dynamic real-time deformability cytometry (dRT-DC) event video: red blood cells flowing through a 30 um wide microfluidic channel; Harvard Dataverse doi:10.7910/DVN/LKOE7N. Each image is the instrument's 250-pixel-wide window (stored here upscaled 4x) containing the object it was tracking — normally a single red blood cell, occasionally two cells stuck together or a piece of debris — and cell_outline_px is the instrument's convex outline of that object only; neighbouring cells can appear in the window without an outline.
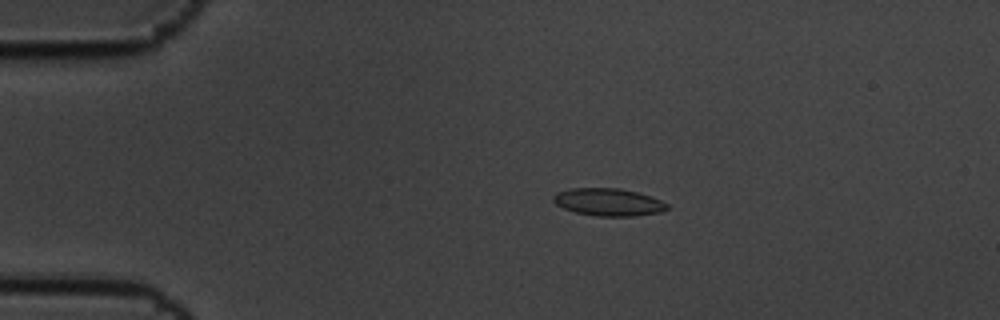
{"species": "common noctule bat (a hibernating species)", "species_latin": "Nyctalus noctula", "temperature_condition": "cold", "stored_images_in_passage": 10, "camera_frame_rate_fps": 3000, "um_per_image_px": 0.085, "animal": {"sex": "male", "body_mass_g": 19.5, "forearm_length_mm": 54.6}, "frame": {"image": 1, "passage_image": 2, "time_ms": 0.333, "image_size_px": [1000, 320], "cell_outline_px": [[668, 208], [660, 212], [632, 216], [596, 216], [576, 212], [564, 208], [556, 204], [552, 200], [552, 196], [556, 192], [568, 188], [620, 188], [652, 196], [668, 204]], "centroid_in_image_um": [51.68, 17.17], "position_along_channel_um": 33.3, "area_um2": 18.26}}
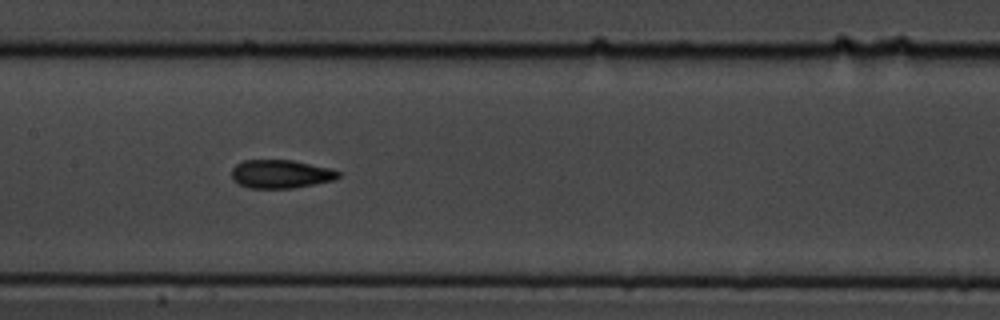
{"frame": {"image": 2, "passage_image": 7, "time_ms": 2.0, "image_size_px": [1000, 320], "cell_outline_px": [[340, 176], [336, 180], [292, 188], [248, 188], [232, 180], [232, 168], [236, 164], [244, 160], [292, 160], [328, 168], [340, 172]], "centroid_in_image_um": [23.85, 14.79], "position_along_channel_um": 183.6, "area_um2": 17.63}}
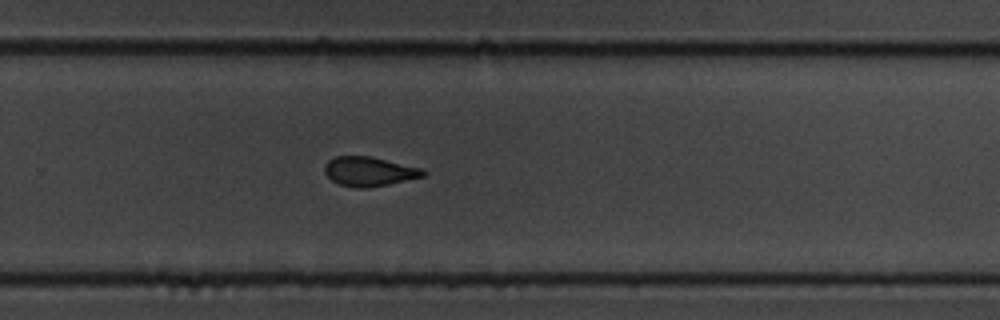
{"frame": {"image": 3, "passage_image": 10, "time_ms": 3.0, "image_size_px": [1000, 320], "cell_outline_px": [[428, 172], [424, 176], [388, 184], [368, 188], [352, 188], [336, 184], [324, 172], [324, 164], [328, 160], [336, 156], [372, 156], [424, 168]], "centroid_in_image_um": [31.38, 14.57], "position_along_channel_um": 298.4, "area_um2": 17.22}}